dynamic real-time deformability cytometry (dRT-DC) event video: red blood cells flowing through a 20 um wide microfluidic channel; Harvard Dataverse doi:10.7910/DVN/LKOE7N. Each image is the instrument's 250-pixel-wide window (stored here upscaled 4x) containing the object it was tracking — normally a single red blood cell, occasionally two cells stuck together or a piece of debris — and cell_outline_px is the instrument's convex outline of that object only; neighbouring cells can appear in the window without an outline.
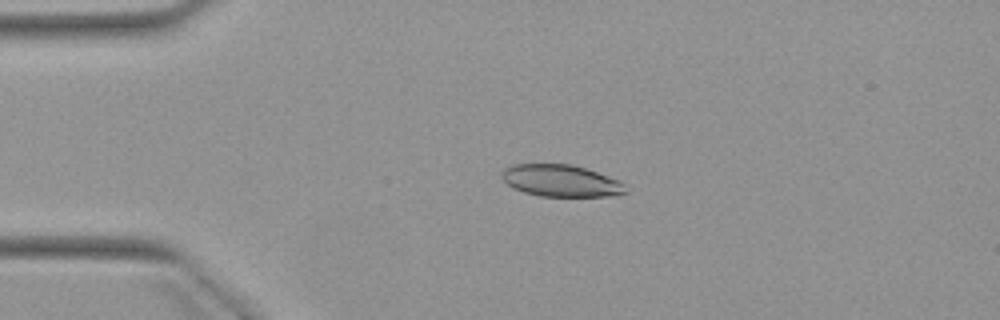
{"species": "Egyptian fruit bat (a non-hibernating species)", "species_latin": "Rousettus aegyptiacus", "temperature_condition": "warm", "stored_images_in_passage": 5, "camera_frame_rate_fps": 3000, "um_per_image_px": 0.085, "animal": {"sex": "female"}, "frame": {"image": 1, "passage_image": 4, "time_ms": 3.667, "image_size_px": [1000, 320], "cell_outline_px": [[628, 192], [616, 196], [540, 196], [524, 192], [512, 188], [500, 176], [500, 172], [504, 168], [512, 164], [572, 164], [620, 180], [624, 184]], "centroid_in_image_um": [47.67, 15.36], "position_along_channel_um": 37.3, "area_um2": 23.18}}